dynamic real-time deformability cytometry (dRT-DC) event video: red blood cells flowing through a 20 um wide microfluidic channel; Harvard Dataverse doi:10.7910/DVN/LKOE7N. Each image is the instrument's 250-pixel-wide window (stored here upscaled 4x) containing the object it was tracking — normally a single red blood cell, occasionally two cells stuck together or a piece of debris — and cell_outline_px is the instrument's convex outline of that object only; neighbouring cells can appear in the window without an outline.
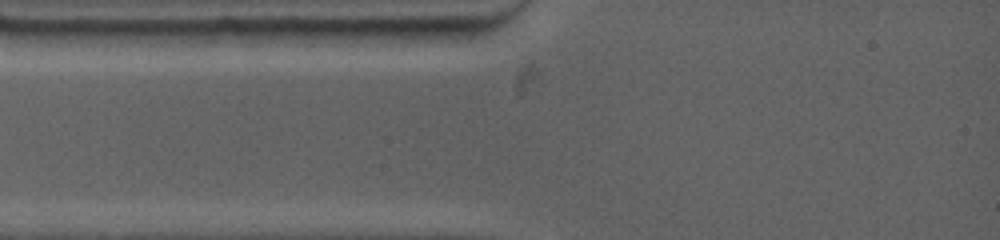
{"species": "common noctule bat (a hibernating species)", "species_latin": "Nyctalus noctula", "temperature_condition": "warm", "stored_images_in_passage": 2, "camera_frame_rate_fps": 4500, "um_per_image_px": 0.085, "animal": {"sex": "female", "body_mass_g": 19.0, "forearm_length_mm": 53.3}, "frame": {"image": 1, "passage_image": 1, "time_ms": 0.0, "image_size_px": [1000, 240], "cell_outline_px": [[164, 32], [148, 44], [52, 48], [48, 48], [32, 32], [48, 28], [84, 28]], "centroid_in_image_um": [7.92, 3.17], "position_along_channel_um": 77.1, "area_um2": 14.22}}